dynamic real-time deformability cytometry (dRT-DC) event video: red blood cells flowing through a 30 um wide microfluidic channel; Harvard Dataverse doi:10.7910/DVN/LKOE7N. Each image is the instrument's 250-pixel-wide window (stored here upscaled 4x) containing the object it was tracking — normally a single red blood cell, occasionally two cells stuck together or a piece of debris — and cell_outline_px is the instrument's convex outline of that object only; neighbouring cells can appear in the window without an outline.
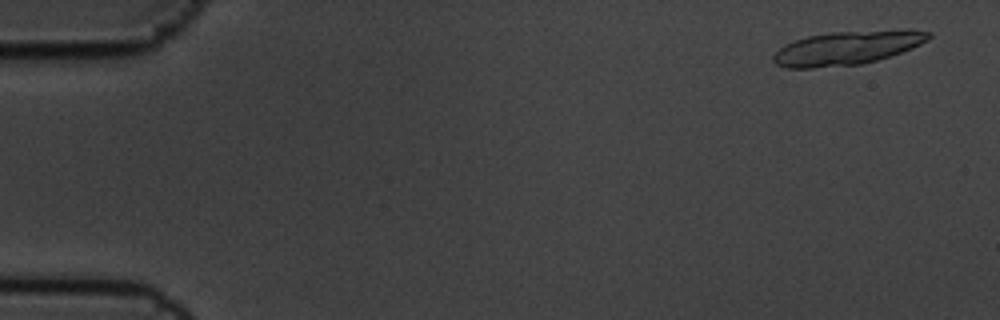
{"species": "common noctule bat (a hibernating species)", "species_latin": "Nyctalus noctula", "temperature_condition": "cold", "stored_images_in_passage": 7, "segment_of_instrument_passage": [1, 2], "camera_frame_rate_fps": 3000, "um_per_image_px": 0.085, "animal": {"sex": "male", "body_mass_g": 19.5, "forearm_length_mm": 54.6}, "frame": {"image": 1, "passage_image": 1, "time_ms": 0.0, "image_size_px": [1000, 320], "cell_outline_px": [[932, 36], [928, 40], [912, 48], [876, 60], [860, 64], [812, 68], [784, 68], [776, 64], [772, 60], [772, 56], [784, 44], [808, 36], [832, 32], [908, 28], [932, 32]], "centroid_in_image_um": [72.04, 4.05], "position_along_channel_um": 13.0, "area_um2": 30.81}}